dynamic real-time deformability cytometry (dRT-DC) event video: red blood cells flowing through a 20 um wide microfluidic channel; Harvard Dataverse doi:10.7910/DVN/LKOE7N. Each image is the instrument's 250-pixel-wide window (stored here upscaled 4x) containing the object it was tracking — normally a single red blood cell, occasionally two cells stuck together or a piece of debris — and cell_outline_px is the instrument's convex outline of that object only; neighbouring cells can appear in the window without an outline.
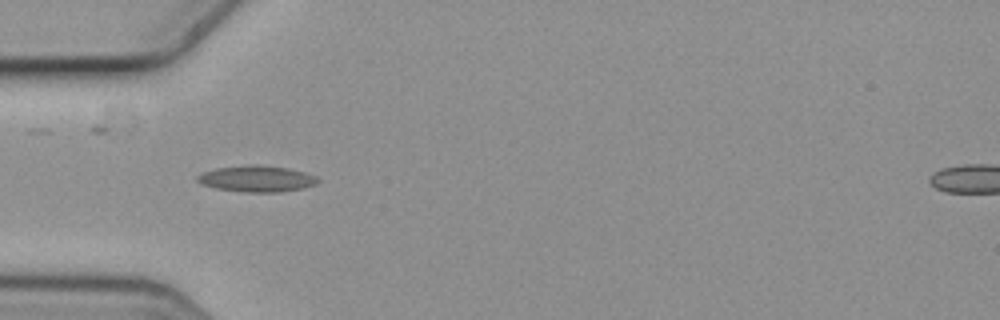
{"species": "common noctule bat (a hibernating species)", "species_latin": "Nyctalus noctula", "temperature_condition": "cold", "stored_images_in_passage": 2, "camera_frame_rate_fps": 3000, "um_per_image_px": 0.085, "animal": {"sex": "female", "body_mass_g": 19.3, "forearm_length_mm": 54.1}, "frame": {"image": 1, "passage_image": 1, "time_ms": 0.0, "image_size_px": [1000, 320], "cell_outline_px": [[320, 180], [316, 184], [300, 188], [280, 192], [244, 192], [216, 188], [204, 184], [196, 180], [196, 176], [204, 172], [216, 168], [248, 164], [260, 164], [288, 168], [304, 172], [316, 176]], "centroid_in_image_um": [21.83, 15.18], "position_along_channel_um": 63.2, "area_um2": 18.38}}
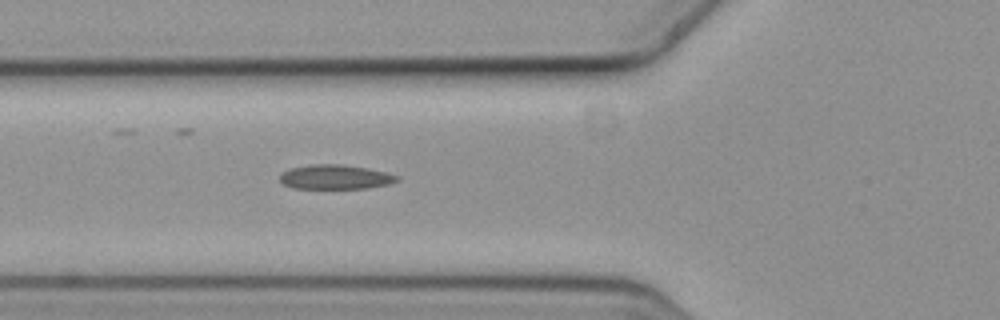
{"frame": {"image": 2, "passage_image": 2, "time_ms": 0.333, "image_size_px": [1000, 320], "cell_outline_px": [[400, 180], [388, 184], [368, 188], [292, 188], [284, 184], [280, 180], [280, 172], [288, 168], [312, 164], [340, 164], [368, 168], [388, 172], [400, 176]], "centroid_in_image_um": [28.51, 15.03], "position_along_channel_um": 97.3, "area_um2": 16.88}}